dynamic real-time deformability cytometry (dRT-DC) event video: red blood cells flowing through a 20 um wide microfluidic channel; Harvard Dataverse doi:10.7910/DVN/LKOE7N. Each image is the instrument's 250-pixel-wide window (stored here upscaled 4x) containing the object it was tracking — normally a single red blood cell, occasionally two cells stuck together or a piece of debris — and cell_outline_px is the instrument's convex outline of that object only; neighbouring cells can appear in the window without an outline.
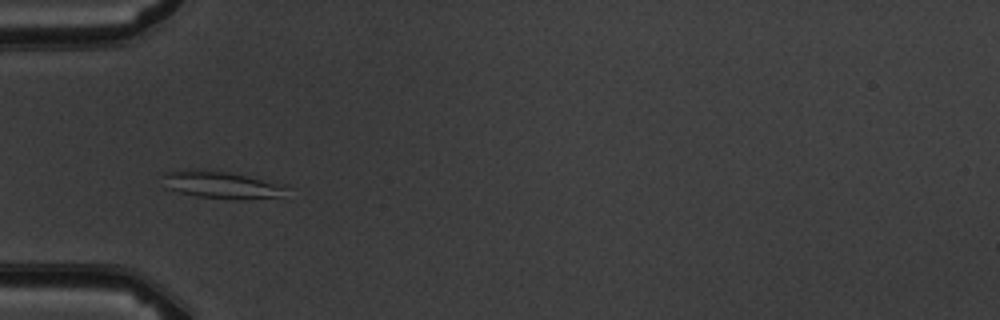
{"species": "common noctule bat (a hibernating species)", "species_latin": "Nyctalus noctula", "temperature_condition": "warm", "stored_images_in_passage": 5, "camera_frame_rate_fps": 3000, "um_per_image_px": 0.085, "animal": {"sex": "male", "body_mass_g": 19.5, "forearm_length_mm": 54.6}, "frame": {"image": 1, "passage_image": 3, "time_ms": 3.0, "image_size_px": [1000, 320], "cell_outline_px": [[292, 184], [280, 196], [236, 200], [232, 200], [196, 196], [164, 188], [164, 172], [184, 168], [192, 168], [228, 172]], "centroid_in_image_um": [18.85, 15.69], "position_along_channel_um": 66.1, "area_um2": 20.29}}
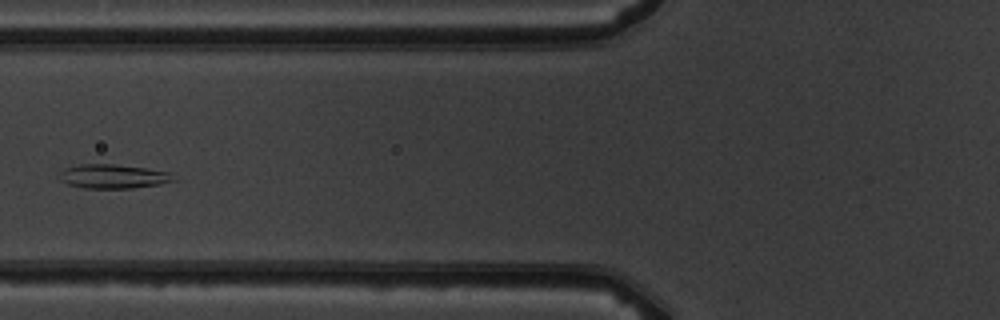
{"frame": {"image": 2, "passage_image": 4, "time_ms": 4.333, "image_size_px": [1000, 320], "cell_outline_px": [[176, 180], [160, 184], [132, 188], [84, 188], [68, 184], [60, 180], [56, 176], [64, 168], [80, 164], [112, 164], [144, 168], [172, 172]], "centroid_in_image_um": [9.6, 14.99], "position_along_channel_um": 116.2, "area_um2": 16.13}}